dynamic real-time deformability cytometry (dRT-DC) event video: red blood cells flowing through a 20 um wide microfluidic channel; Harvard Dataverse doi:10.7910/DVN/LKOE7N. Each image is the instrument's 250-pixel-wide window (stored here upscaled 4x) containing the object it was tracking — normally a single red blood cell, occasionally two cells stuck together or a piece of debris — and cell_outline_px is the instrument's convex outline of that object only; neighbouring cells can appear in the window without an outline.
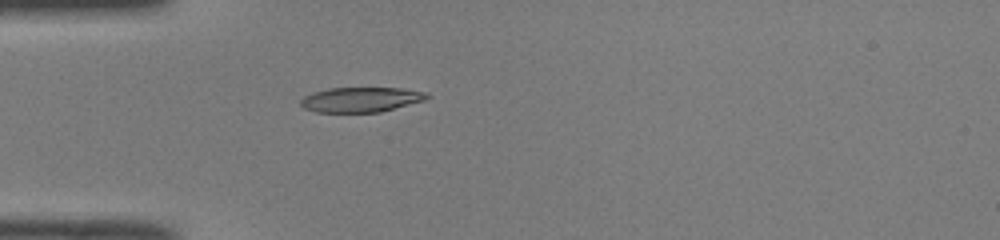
{"species": "common noctule bat (a hibernating species)", "species_latin": "Nyctalus noctula", "temperature_condition": "room temperature", "stored_images_in_passage": 36, "camera_frame_rate_fps": 3000, "um_per_image_px": 0.085, "animal": {"sex": "male", "body_mass_g": 19.0, "forearm_length_mm": 50.8}, "frame": {"image": 1, "passage_image": 1, "time_ms": 0.0, "image_size_px": [1000, 240], "cell_outline_px": [[432, 96], [424, 100], [380, 112], [316, 112], [304, 108], [300, 104], [300, 100], [304, 96], [312, 92], [328, 88], [400, 88], [428, 92]], "centroid_in_image_um": [30.67, 8.46], "position_along_channel_um": 54.3, "area_um2": 18.38}}
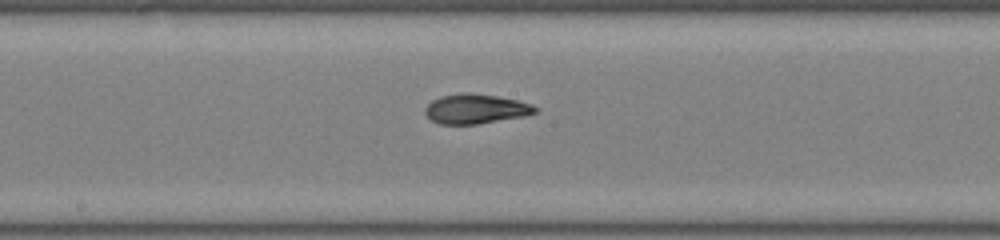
{"frame": {"image": 2, "passage_image": 13, "time_ms": 4.0, "image_size_px": [1000, 240], "cell_outline_px": [[540, 108], [536, 112], [524, 116], [476, 124], [440, 124], [432, 120], [424, 112], [424, 108], [432, 100], [440, 96], [464, 92], [468, 92], [496, 96], [516, 100], [532, 104]], "centroid_in_image_um": [40.43, 9.25], "position_along_channel_um": 207.8, "area_um2": 18.96}}
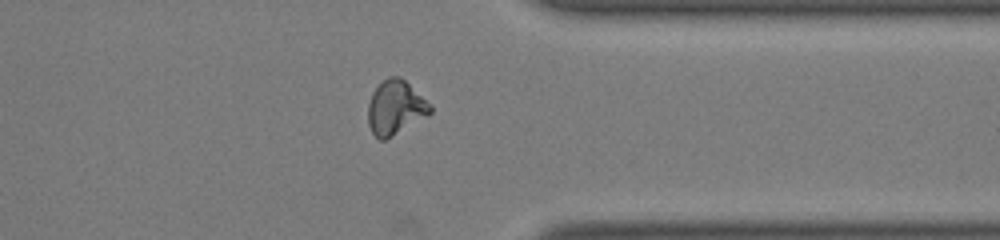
{"frame": {"image": 3, "passage_image": 26, "time_ms": 8.333, "image_size_px": [1000, 240], "cell_outline_px": [[432, 112], [428, 116], [392, 136], [384, 140], [380, 140], [372, 132], [368, 124], [368, 104], [372, 92], [388, 76], [400, 76], [432, 104]], "centroid_in_image_um": [33.63, 9.14], "position_along_channel_um": 377.8, "area_um2": 19.71}, "authors_computed_cell_mechanics": {"area_um2": 18.5827, "velocity_mm_per_s": 4.0321, "shape_relaxation_time_tau1_ms": 6.5788, "shape_relaxation_time_tau2_ms": 1.8555, "deformation_change_tau1": 0.2308, "deformation_change_tau2": 0.0742}}